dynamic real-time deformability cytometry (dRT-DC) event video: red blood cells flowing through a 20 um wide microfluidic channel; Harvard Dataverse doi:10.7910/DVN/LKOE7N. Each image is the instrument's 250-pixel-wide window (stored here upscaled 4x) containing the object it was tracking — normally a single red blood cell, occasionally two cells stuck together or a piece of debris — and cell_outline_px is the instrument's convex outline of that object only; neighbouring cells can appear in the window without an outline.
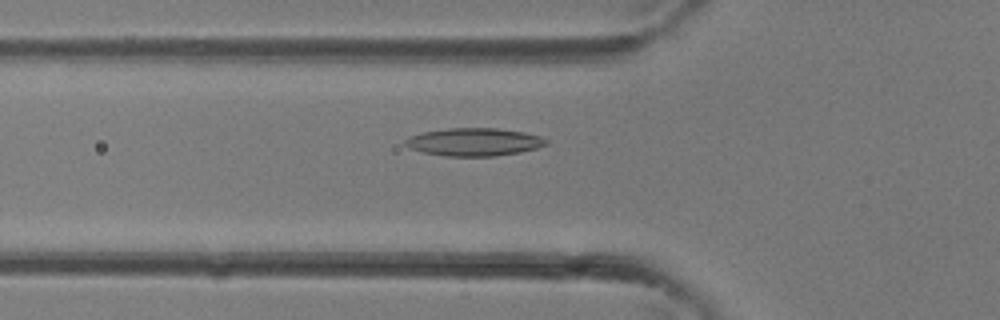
{"species": "common noctule bat (a hibernating species)", "species_latin": "Nyctalus noctula", "temperature_condition": "room temperature", "stored_images_in_passage": 37, "camera_frame_rate_fps": 3000, "um_per_image_px": 0.085, "animal": {"sex": "female"}, "frame": {"image": 1, "passage_image": 13, "time_ms": 4.0, "image_size_px": [1000, 320], "cell_outline_px": [[548, 144], [536, 148], [520, 152], [496, 156], [444, 156], [424, 152], [412, 148], [404, 144], [404, 140], [408, 136], [424, 132], [448, 128], [496, 128], [524, 132], [540, 136], [548, 140]], "centroid_in_image_um": [40.31, 12.06], "position_along_channel_um": 85.5, "area_um2": 22.83}}
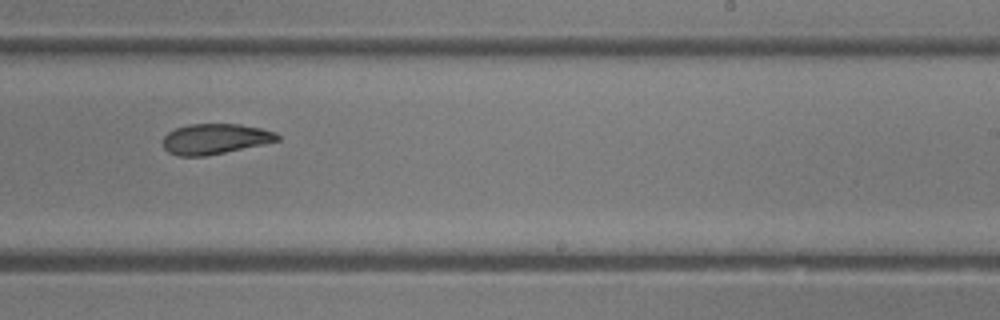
{"frame": {"image": 2, "passage_image": 23, "time_ms": 7.333, "image_size_px": [1000, 320], "cell_outline_px": [[280, 140], [264, 144], [204, 156], [176, 156], [168, 152], [164, 148], [164, 136], [168, 132], [176, 128], [188, 124], [240, 124], [260, 128], [276, 132], [280, 136]], "centroid_in_image_um": [18.28, 11.8], "position_along_channel_um": 270.7, "area_um2": 20.23}}
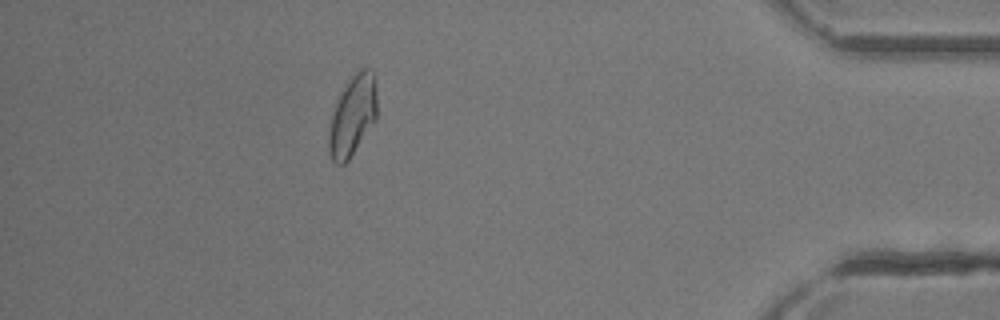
{"frame": {"image": 3, "passage_image": 33, "time_ms": 10.667, "image_size_px": [1000, 320], "cell_outline_px": [[376, 120], [348, 160], [344, 164], [336, 164], [332, 160], [328, 152], [328, 136], [332, 112], [340, 92], [352, 76], [360, 68], [372, 68], [376, 84]], "centroid_in_image_um": [29.96, 9.82], "position_along_channel_um": 405.2, "area_um2": 22.66}}